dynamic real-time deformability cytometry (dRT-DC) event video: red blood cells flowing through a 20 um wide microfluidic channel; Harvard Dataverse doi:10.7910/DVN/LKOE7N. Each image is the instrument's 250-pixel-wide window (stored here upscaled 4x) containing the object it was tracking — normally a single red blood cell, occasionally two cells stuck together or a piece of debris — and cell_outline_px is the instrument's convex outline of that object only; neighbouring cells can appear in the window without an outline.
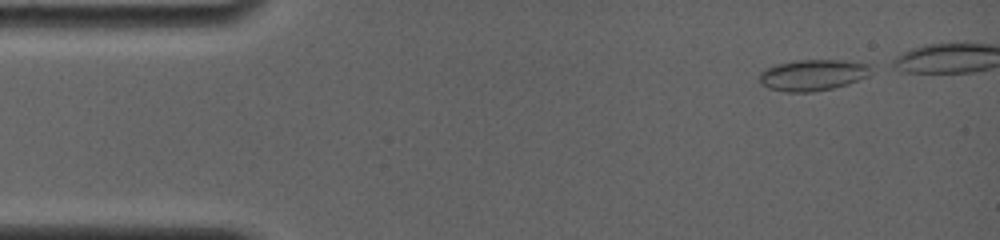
{"species": "common noctule bat (a hibernating species)", "species_latin": "Nyctalus noctula", "temperature_condition": "room temperature", "stored_images_in_passage": 48, "camera_frame_rate_fps": 4000, "um_per_image_px": 0.085, "animal": {"sex": "female", "body_mass_g": 19.0, "forearm_length_mm": 56.7}, "frame": {"image": 1, "passage_image": 1, "time_ms": 0.0, "image_size_px": [1000, 240], "cell_outline_px": [[872, 64], [868, 76], [848, 84], [832, 88], [812, 92], [784, 92], [768, 88], [760, 84], [760, 72], [764, 68], [776, 64], [796, 60], [844, 60]], "centroid_in_image_um": [69.07, 6.37], "position_along_channel_um": 15.9, "area_um2": 20.46}}
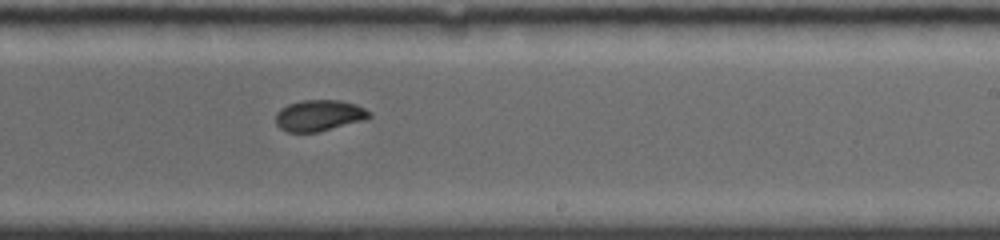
{"frame": {"image": 2, "passage_image": 30, "time_ms": 8.75, "image_size_px": [1000, 240], "cell_outline_px": [[372, 116], [364, 120], [320, 132], [288, 132], [280, 128], [276, 124], [276, 112], [280, 108], [288, 104], [300, 100], [340, 100], [356, 104], [372, 112]], "centroid_in_image_um": [27.13, 9.81], "position_along_channel_um": 261.9, "area_um2": 17.22}}
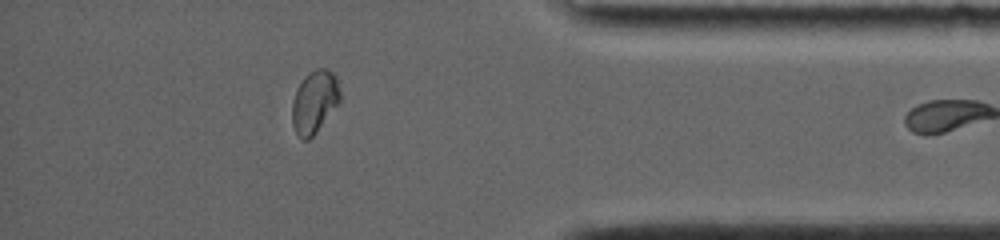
{"frame": {"image": 3, "passage_image": 47, "time_ms": 13.0, "image_size_px": [1000, 240], "cell_outline_px": [[340, 100], [316, 132], [308, 140], [304, 140], [296, 132], [292, 124], [292, 104], [296, 88], [304, 76], [308, 72], [316, 68], [324, 68], [332, 72], [336, 76], [340, 92]], "centroid_in_image_um": [26.71, 8.62], "position_along_channel_um": 408.5, "area_um2": 17.34}}